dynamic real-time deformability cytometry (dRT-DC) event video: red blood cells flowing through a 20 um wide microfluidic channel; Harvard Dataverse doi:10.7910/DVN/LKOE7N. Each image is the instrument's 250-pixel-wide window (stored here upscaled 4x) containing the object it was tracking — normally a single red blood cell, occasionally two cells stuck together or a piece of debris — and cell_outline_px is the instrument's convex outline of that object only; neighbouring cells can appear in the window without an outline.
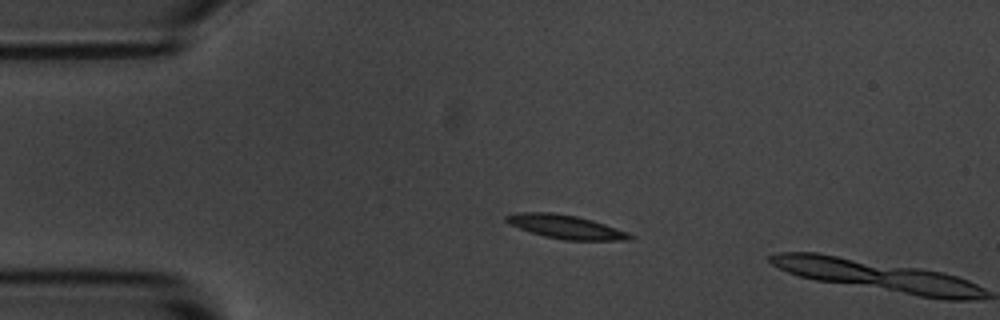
{"species": "common noctule bat (a hibernating species)", "species_latin": "Nyctalus noctula", "temperature_condition": "room temperature", "stored_images_in_passage": 3, "camera_frame_rate_fps": 3000, "um_per_image_px": 0.085, "animal": {"sex": "male", "body_mass_g": 20.1, "forearm_length_mm": 53.5}, "frame": {"image": 1, "passage_image": 2, "time_ms": 1.0, "image_size_px": [1000, 320], "cell_outline_px": [[636, 236], [632, 240], [564, 240], [544, 236], [508, 224], [504, 220], [504, 216], [516, 212], [552, 212], [576, 216], [592, 220], [628, 232]], "centroid_in_image_um": [48.08, 19.27], "position_along_channel_um": 36.9, "area_um2": 17.11}}